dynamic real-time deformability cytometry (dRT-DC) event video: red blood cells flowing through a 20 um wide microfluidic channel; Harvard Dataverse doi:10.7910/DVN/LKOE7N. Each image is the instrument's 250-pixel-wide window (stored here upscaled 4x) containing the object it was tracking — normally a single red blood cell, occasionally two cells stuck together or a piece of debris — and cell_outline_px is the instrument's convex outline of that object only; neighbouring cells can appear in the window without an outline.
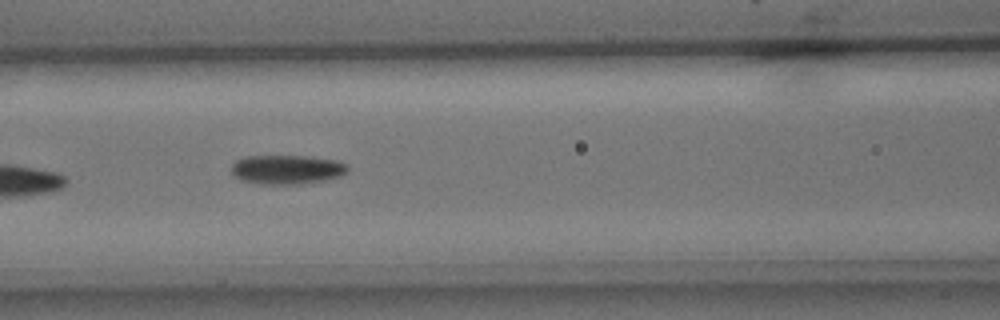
{"species": "common noctule bat (a hibernating species)", "species_latin": "Nyctalus noctula", "temperature_condition": "cold", "stored_images_in_passage": 15, "camera_frame_rate_fps": 3000, "um_per_image_px": 0.085, "animal": {"sex": "male", "body_mass_g": 15.6}, "frame": {"image": 1, "passage_image": 7, "time_ms": 2.0, "image_size_px": [1000, 320], "cell_outline_px": [[348, 172], [340, 176], [328, 180], [300, 184], [260, 184], [240, 180], [232, 176], [232, 164], [236, 160], [244, 156], [308, 156], [340, 160], [348, 164]], "centroid_in_image_um": [24.41, 14.41], "position_along_channel_um": 142.2, "area_um2": 20.23}}
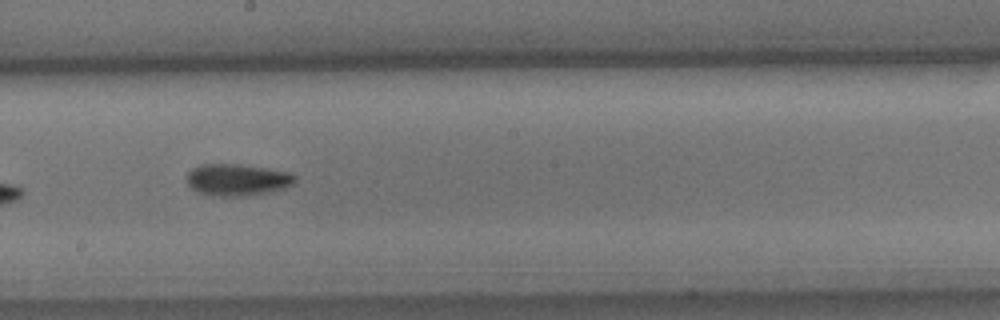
{"frame": {"image": 2, "passage_image": 9, "time_ms": 2.667, "image_size_px": [1000, 320], "cell_outline_px": [[296, 180], [292, 184], [284, 188], [268, 192], [248, 196], [212, 196], [196, 192], [188, 184], [188, 172], [192, 168], [200, 164], [240, 164], [288, 172], [296, 176]], "centroid_in_image_um": [20.14, 15.29], "position_along_channel_um": 228.1, "area_um2": 20.06}}
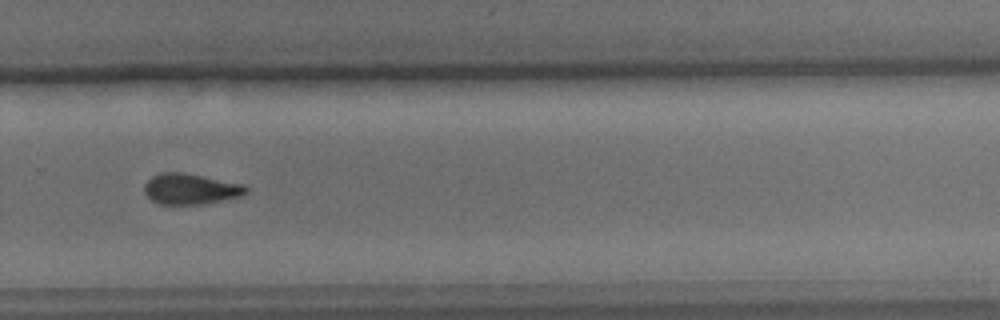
{"frame": {"image": 3, "passage_image": 11, "time_ms": 3.333, "image_size_px": [1000, 320], "cell_outline_px": [[248, 192], [240, 196], [204, 204], [160, 204], [152, 200], [144, 192], [144, 184], [152, 176], [160, 172], [184, 172], [244, 184], [248, 188]], "centroid_in_image_um": [16.2, 16.05], "position_along_channel_um": 313.6, "area_um2": 18.26}}